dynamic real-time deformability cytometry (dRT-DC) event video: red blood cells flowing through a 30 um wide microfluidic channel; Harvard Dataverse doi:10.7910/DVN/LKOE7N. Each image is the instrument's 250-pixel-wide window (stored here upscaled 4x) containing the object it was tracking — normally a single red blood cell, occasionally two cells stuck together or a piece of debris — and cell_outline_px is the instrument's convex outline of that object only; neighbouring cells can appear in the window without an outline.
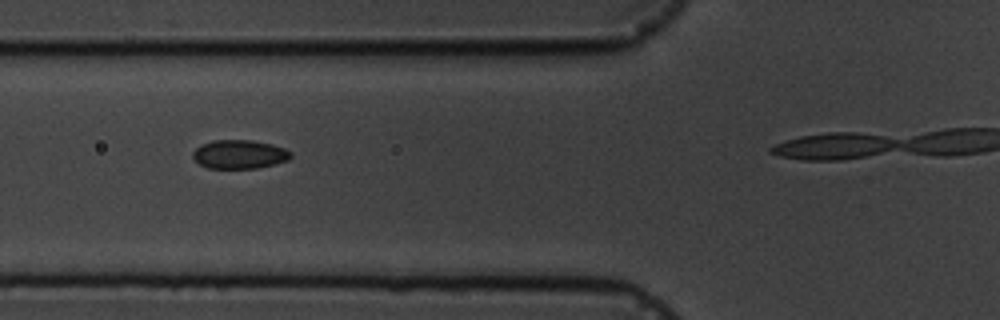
{"species": "common noctule bat (a hibernating species)", "species_latin": "Nyctalus noctula", "temperature_condition": "cold", "stored_images_in_passage": 3, "camera_frame_rate_fps": 3000, "um_per_image_px": 0.085, "animal": {"sex": "male", "body_mass_g": 19.5, "forearm_length_mm": 54.6}, "frame": {"image": 1, "passage_image": 2, "time_ms": 1.0, "image_size_px": [1000, 320], "cell_outline_px": [[292, 156], [288, 160], [276, 164], [256, 168], [208, 168], [200, 164], [192, 156], [192, 152], [200, 144], [212, 140], [252, 140], [272, 144], [284, 148], [292, 152]], "centroid_in_image_um": [20.36, 13.11], "position_along_channel_um": 105.4, "area_um2": 16.53}}